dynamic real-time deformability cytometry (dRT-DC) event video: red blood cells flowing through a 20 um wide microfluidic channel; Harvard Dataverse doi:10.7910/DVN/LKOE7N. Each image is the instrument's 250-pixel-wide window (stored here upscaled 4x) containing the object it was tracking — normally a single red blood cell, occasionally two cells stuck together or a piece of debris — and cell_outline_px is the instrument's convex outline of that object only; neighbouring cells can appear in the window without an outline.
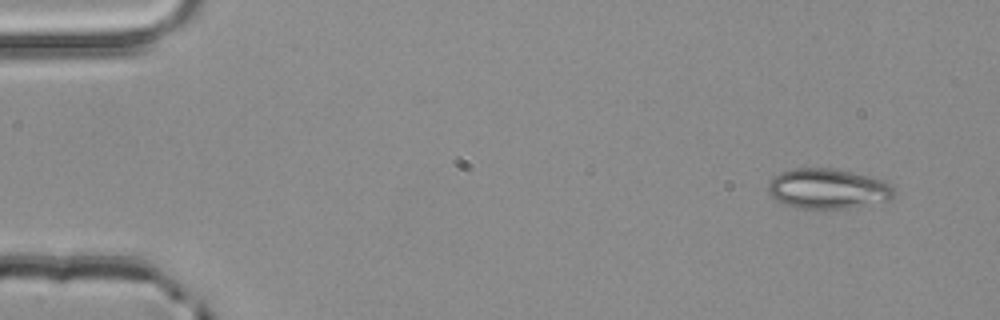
{"species": "common noctule bat (a hibernating species)", "species_latin": "Nyctalus noctula", "temperature_condition": "room temperature", "stored_images_in_passage": 3, "camera_frame_rate_fps": 3000, "um_per_image_px": 0.085, "animal": {"sex": "male", "body_mass_g": 20.4}, "frame": {"image": 1, "passage_image": 1, "time_ms": 0.0, "image_size_px": [1000, 320], "cell_outline_px": [[896, 192], [892, 200], [848, 208], [796, 208], [784, 204], [776, 200], [768, 192], [768, 184], [772, 176], [780, 172], [792, 168], [832, 168], [888, 180], [896, 188]], "centroid_in_image_um": [70.41, 16.03], "position_along_channel_um": 14.6, "area_um2": 29.94}}